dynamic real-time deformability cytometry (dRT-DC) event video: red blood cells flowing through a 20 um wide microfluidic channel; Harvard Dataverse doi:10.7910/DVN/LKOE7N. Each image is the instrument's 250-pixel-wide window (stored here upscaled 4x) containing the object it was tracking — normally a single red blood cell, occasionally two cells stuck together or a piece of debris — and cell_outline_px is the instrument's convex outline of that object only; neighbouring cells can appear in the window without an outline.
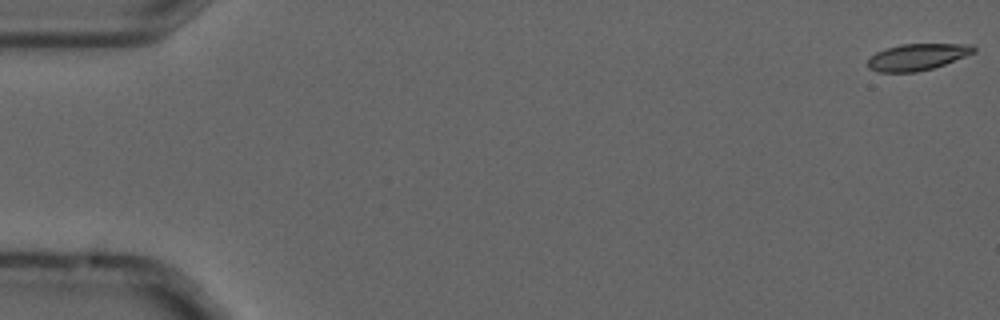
{"species": "common noctule bat (a hibernating species)", "species_latin": "Nyctalus noctula", "temperature_condition": "cold", "stored_images_in_passage": 6, "camera_frame_rate_fps": 3000, "um_per_image_px": 0.085, "animal": {"sex": "male", "forearm_length_mm": 52.5}, "frame": {"image": 1, "passage_image": 1, "time_ms": 0.0, "image_size_px": [1000, 320], "cell_outline_px": [[976, 52], [944, 64], [932, 68], [916, 72], [880, 72], [868, 68], [868, 60], [876, 52], [884, 48], [900, 44], [972, 44], [976, 48]], "centroid_in_image_um": [77.97, 4.83], "position_along_channel_um": 7.0, "area_um2": 16.36}}